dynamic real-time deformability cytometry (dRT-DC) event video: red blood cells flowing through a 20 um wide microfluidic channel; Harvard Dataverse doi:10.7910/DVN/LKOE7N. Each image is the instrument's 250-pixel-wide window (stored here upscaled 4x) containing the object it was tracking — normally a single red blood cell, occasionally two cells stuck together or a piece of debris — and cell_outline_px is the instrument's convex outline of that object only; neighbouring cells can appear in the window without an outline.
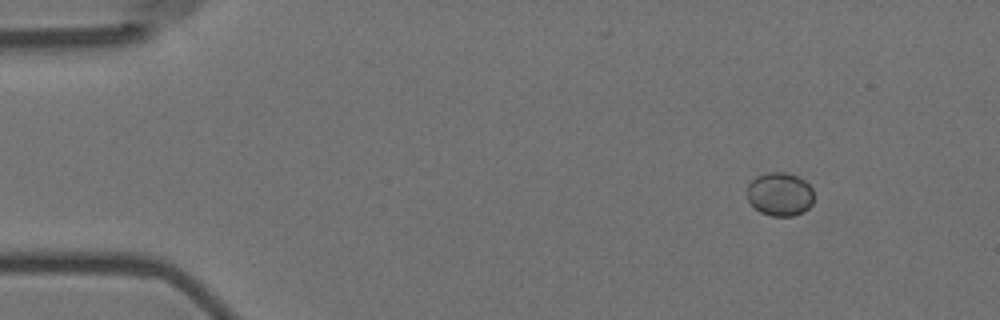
{"species": "Egyptian fruit bat (a non-hibernating species)", "species_latin": "Rousettus aegyptiacus", "temperature_condition": "room temperature", "stored_images_in_passage": 4, "camera_frame_rate_fps": 3000, "um_per_image_px": 0.085, "animal": {"sex": "female"}, "frame": {"image": 1, "passage_image": 1, "time_ms": 0.0, "image_size_px": [1000, 320], "cell_outline_px": [[812, 204], [804, 212], [792, 216], [772, 216], [760, 212], [748, 200], [748, 184], [756, 176], [768, 172], [788, 172], [804, 180], [812, 188]], "centroid_in_image_um": [66.29, 16.5], "position_along_channel_um": 18.7, "area_um2": 16.88}}
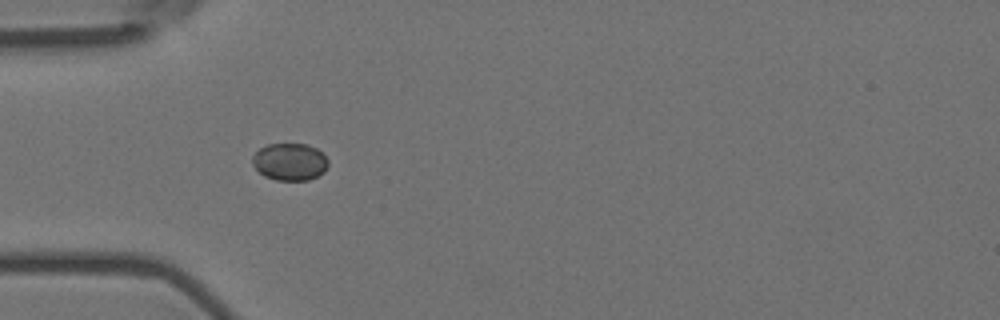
{"frame": {"image": 2, "passage_image": 4, "time_ms": 1.0, "image_size_px": [1000, 320], "cell_outline_px": [[328, 164], [324, 172], [308, 180], [276, 180], [264, 176], [252, 164], [252, 156], [260, 148], [268, 144], [304, 144], [316, 148], [328, 160]], "centroid_in_image_um": [24.62, 13.75], "position_along_channel_um": 60.4, "area_um2": 16.3}}